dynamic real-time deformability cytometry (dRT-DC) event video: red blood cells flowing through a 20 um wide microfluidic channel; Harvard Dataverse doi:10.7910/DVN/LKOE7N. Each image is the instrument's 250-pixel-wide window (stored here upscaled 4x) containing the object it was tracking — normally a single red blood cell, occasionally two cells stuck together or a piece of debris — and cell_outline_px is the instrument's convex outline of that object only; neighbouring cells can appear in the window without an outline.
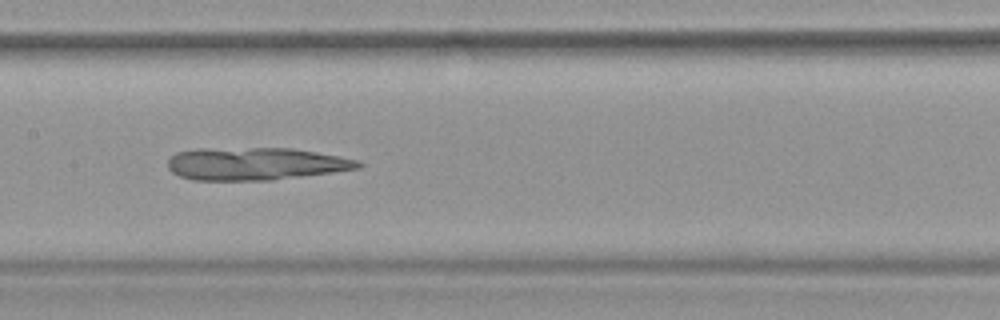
{"species": "common noctule bat (a hibernating species)", "species_latin": "Nyctalus noctula", "temperature_condition": "warm", "stored_images_in_passage": 43, "segment_of_instrument_passage": [1, 2], "camera_frame_rate_fps": 3000, "um_per_image_px": 0.085, "animal": {"sex": "female", "body_mass_g": 19.9}, "frame": {"image": 1, "passage_image": 16, "time_ms": 5.0, "image_size_px": [1000, 320], "cell_outline_px": [[364, 164], [360, 168], [332, 172], [272, 180], [192, 180], [180, 176], [172, 172], [168, 168], [168, 160], [176, 152], [196, 148], [292, 148], [340, 156], [360, 160]], "centroid_in_image_um": [21.71, 13.91], "position_along_channel_um": 185.7, "area_um2": 36.36}}
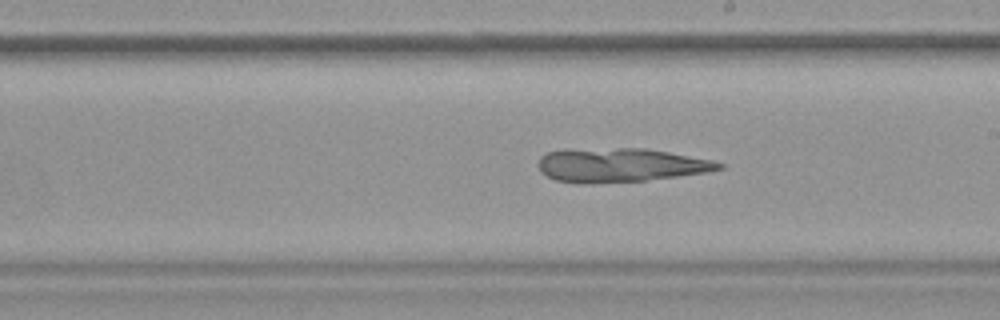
{"frame": {"image": 2, "passage_image": 20, "time_ms": 6.333, "image_size_px": [1000, 320], "cell_outline_px": [[724, 168], [708, 172], [644, 180], [592, 184], [576, 184], [556, 180], [540, 172], [540, 156], [548, 152], [564, 148], [644, 148], [668, 152], [712, 160], [724, 164]], "centroid_in_image_um": [52.68, 14.03], "position_along_channel_um": 236.3, "area_um2": 35.89}}